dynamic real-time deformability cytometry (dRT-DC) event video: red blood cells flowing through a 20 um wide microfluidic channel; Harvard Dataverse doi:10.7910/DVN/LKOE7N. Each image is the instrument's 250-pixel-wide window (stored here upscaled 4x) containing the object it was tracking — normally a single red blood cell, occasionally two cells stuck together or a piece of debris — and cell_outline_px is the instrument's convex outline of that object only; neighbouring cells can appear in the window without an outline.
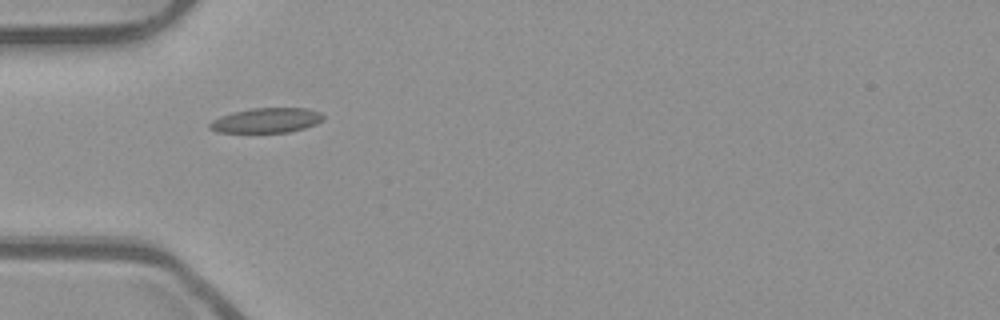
{"species": "common noctule bat (a hibernating species)", "species_latin": "Nyctalus noctula", "temperature_condition": "room temperature", "stored_images_in_passage": 26, "camera_frame_rate_fps": 3000, "um_per_image_px": 0.085, "animal": {"sex": "male", "body_mass_g": 23.1, "forearm_length_mm": 52.7}, "frame": {"image": 1, "passage_image": 1, "time_ms": 0.0, "image_size_px": [1000, 320], "cell_outline_px": [[324, 120], [316, 124], [304, 128], [288, 132], [216, 132], [208, 128], [208, 124], [212, 120], [220, 116], [232, 112], [252, 108], [308, 108], [320, 112], [324, 116]], "centroid_in_image_um": [22.64, 10.22], "position_along_channel_um": 62.4, "area_um2": 16.53}}
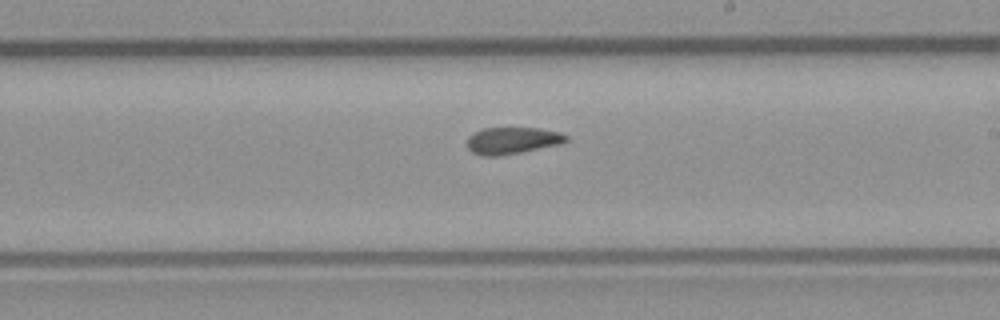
{"frame": {"image": 2, "passage_image": 15, "time_ms": 4.667, "image_size_px": [1000, 320], "cell_outline_px": [[568, 140], [560, 144], [500, 156], [480, 156], [472, 152], [468, 148], [468, 136], [484, 128], [540, 128], [560, 132], [568, 136]], "centroid_in_image_um": [43.55, 11.95], "position_along_channel_um": 245.4, "area_um2": 15.43}}
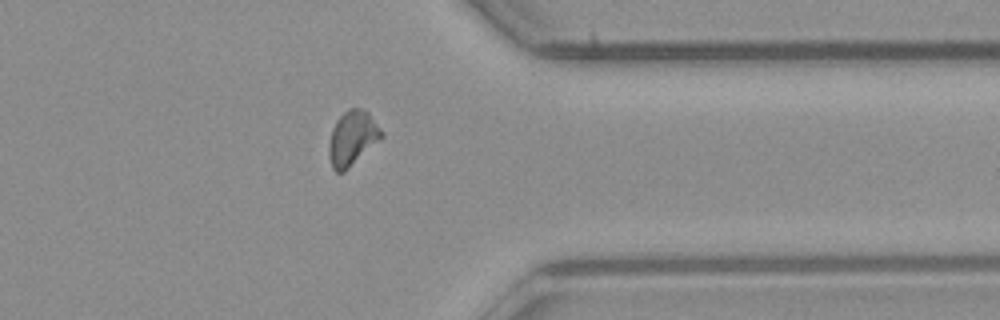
{"frame": {"image": 3, "passage_image": 26, "time_ms": 8.333, "image_size_px": [1000, 320], "cell_outline_px": [[384, 136], [344, 172], [336, 172], [332, 168], [328, 156], [328, 144], [332, 128], [336, 120], [348, 108], [364, 108], [368, 112], [384, 132]], "centroid_in_image_um": [29.94, 11.73], "position_along_channel_um": 381.5, "area_um2": 16.88}, "authors_computed_cell_mechanics": {"area_um2": 15.9817, "velocity_mm_per_s": 3.947, "shape_relaxation_time_tau1_ms": null, "shape_relaxation_time_tau2_ms": 2.916, "deformation_change_tau1": null, "deformation_change_tau2": 0.0878}}